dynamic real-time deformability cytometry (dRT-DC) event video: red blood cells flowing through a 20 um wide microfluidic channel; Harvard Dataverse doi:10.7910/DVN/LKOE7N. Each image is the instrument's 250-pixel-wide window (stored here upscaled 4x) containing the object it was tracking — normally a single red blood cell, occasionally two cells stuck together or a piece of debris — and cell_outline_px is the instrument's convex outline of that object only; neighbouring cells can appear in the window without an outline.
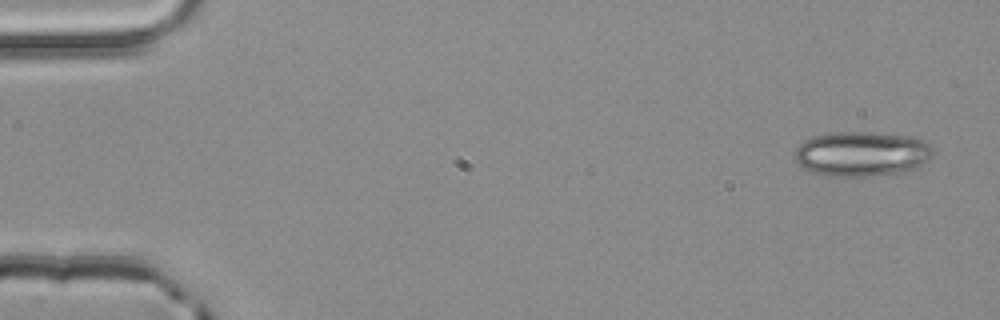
{"species": "common noctule bat (a hibernating species)", "species_latin": "Nyctalus noctula", "temperature_condition": "room temperature", "stored_images_in_passage": 3, "camera_frame_rate_fps": 3000, "um_per_image_px": 0.085, "animal": {"sex": "male", "body_mass_g": 20.4}, "frame": {"image": 1, "passage_image": 1, "time_ms": 0.0, "image_size_px": [1000, 320], "cell_outline_px": [[932, 152], [928, 160], [916, 168], [904, 172], [864, 176], [828, 176], [812, 172], [800, 168], [792, 156], [796, 148], [804, 140], [816, 136], [832, 132], [872, 132], [916, 136], [924, 140], [932, 148]], "centroid_in_image_um": [73.22, 13.07], "position_along_channel_um": 11.8, "area_um2": 36.53}}